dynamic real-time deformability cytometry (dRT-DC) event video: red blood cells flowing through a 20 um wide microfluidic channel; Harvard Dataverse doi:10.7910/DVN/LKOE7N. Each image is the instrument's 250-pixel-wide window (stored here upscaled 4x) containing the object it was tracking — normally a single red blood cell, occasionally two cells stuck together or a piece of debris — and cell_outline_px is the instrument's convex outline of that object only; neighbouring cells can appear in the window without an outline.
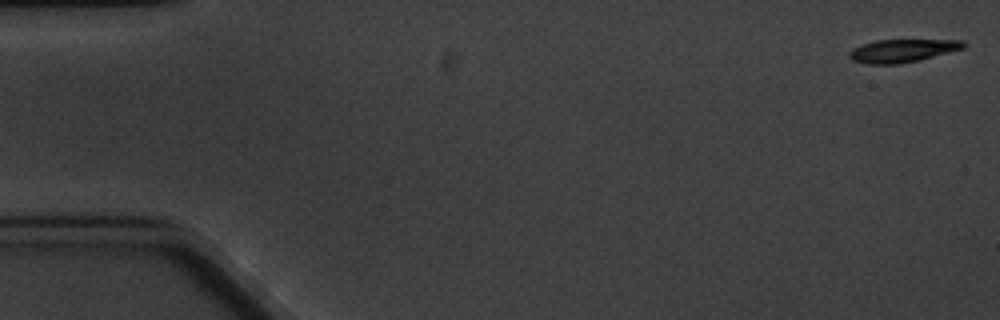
{"species": "common noctule bat (a hibernating species)", "species_latin": "Nyctalus noctula", "temperature_condition": "cold", "stored_images_in_passage": 6, "camera_frame_rate_fps": 3000, "um_per_image_px": 0.085, "animal": {"sex": "male", "body_mass_g": 20.1, "forearm_length_mm": 53.5}, "frame": {"image": 1, "passage_image": 1, "time_ms": 0.0, "image_size_px": [1000, 320], "cell_outline_px": [[968, 44], [964, 48], [920, 60], [900, 64], [868, 64], [852, 60], [848, 56], [848, 52], [852, 48], [876, 40], [964, 40]], "centroid_in_image_um": [76.71, 4.31], "position_along_channel_um": 8.3, "area_um2": 15.37}}
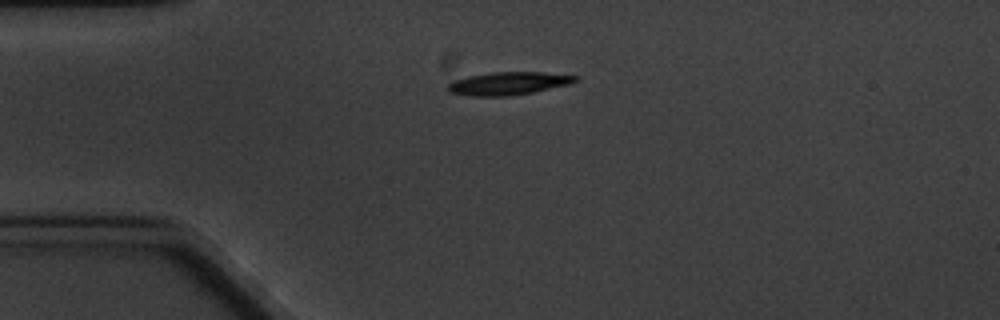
{"frame": {"image": 2, "passage_image": 4, "time_ms": 4.333, "image_size_px": [1000, 320], "cell_outline_px": [[580, 80], [568, 84], [532, 92], [508, 96], [472, 96], [448, 92], [448, 84], [456, 80], [468, 76], [492, 72], [544, 72], [580, 76]], "centroid_in_image_um": [43.24, 7.08], "position_along_channel_um": 41.8, "area_um2": 16.94}}